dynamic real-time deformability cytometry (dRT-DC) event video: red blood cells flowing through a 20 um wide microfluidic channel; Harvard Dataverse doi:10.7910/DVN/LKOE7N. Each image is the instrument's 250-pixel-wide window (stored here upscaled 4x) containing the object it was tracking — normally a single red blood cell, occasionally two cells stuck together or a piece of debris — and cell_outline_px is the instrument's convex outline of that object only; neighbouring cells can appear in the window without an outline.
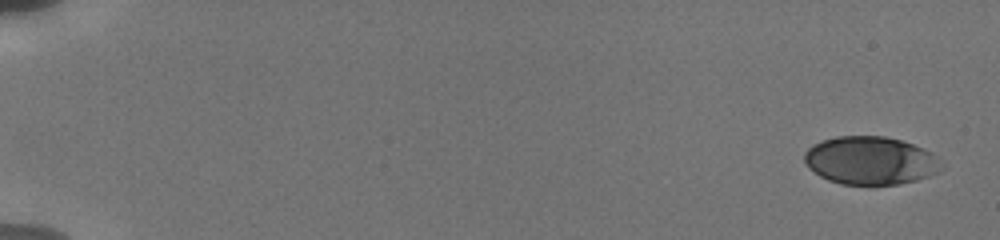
{"species": "human", "species_latin": "Homo sapiens", "temperature_condition": "cold", "stored_images_in_passage": 9, "camera_frame_rate_fps": 3000, "um_per_image_px": 0.085, "donor": {"sex": "male"}, "frame": {"image": 1, "passage_image": 1, "time_ms": 0.0, "image_size_px": [1000, 240], "cell_outline_px": [[944, 168], [940, 172], [916, 180], [900, 184], [840, 184], [828, 180], [820, 176], [808, 168], [804, 160], [804, 152], [812, 144], [836, 136], [884, 136], [900, 140], [924, 148], [932, 152], [944, 164]], "centroid_in_image_um": [74.0, 13.65], "position_along_channel_um": 11.0, "area_um2": 38.67}}
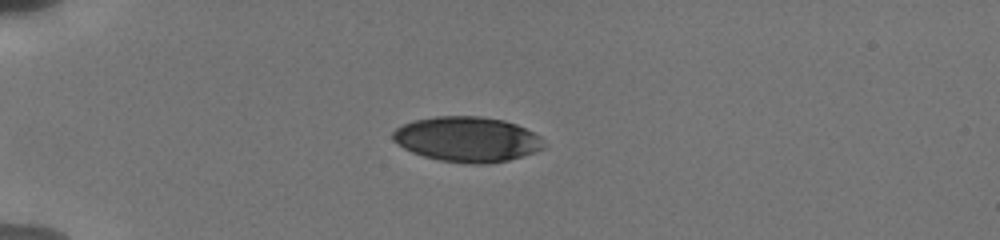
{"frame": {"image": 2, "passage_image": 6, "time_ms": 4.667, "image_size_px": [1000, 240], "cell_outline_px": [[548, 144], [544, 148], [536, 152], [524, 156], [508, 160], [488, 164], [464, 164], [440, 160], [424, 156], [412, 152], [396, 144], [392, 140], [392, 132], [396, 128], [412, 120], [436, 116], [480, 116], [504, 120], [516, 124], [540, 136]], "centroid_in_image_um": [39.73, 11.84], "position_along_channel_um": 45.3, "area_um2": 40.17}}
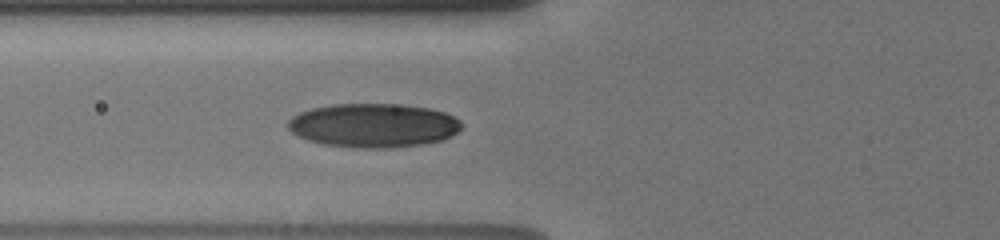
{"frame": {"image": 3, "passage_image": 9, "time_ms": 7.0, "image_size_px": [1000, 240], "cell_outline_px": [[464, 124], [456, 132], [440, 140], [424, 144], [388, 148], [352, 148], [324, 144], [308, 140], [292, 132], [288, 128], [288, 120], [292, 116], [300, 112], [312, 108], [332, 104], [400, 104], [428, 108], [444, 112], [460, 120]], "centroid_in_image_um": [31.73, 10.66], "position_along_channel_um": 94.1, "area_um2": 44.39}}